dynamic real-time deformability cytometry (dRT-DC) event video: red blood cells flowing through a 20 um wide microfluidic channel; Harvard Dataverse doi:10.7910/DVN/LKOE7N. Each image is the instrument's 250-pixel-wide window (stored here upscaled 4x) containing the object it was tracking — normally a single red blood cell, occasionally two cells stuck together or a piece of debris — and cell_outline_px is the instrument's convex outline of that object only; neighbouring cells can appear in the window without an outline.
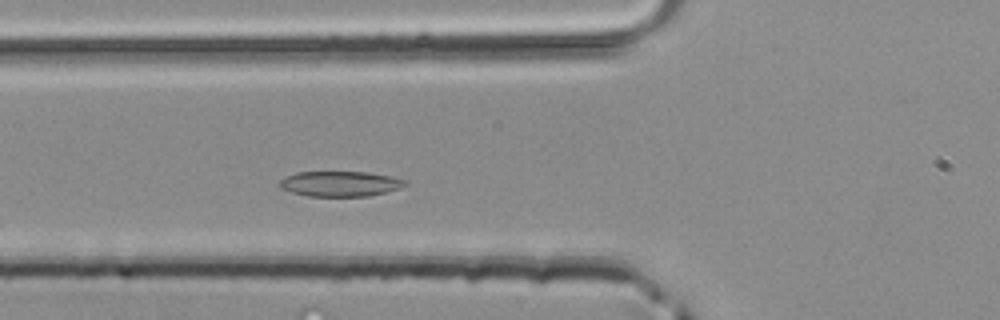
{"species": "common noctule bat (a hibernating species)", "species_latin": "Nyctalus noctula", "temperature_condition": "room temperature", "stored_images_in_passage": 34, "camera_frame_rate_fps": 3000, "um_per_image_px": 0.085, "animal": {"sex": "male", "body_mass_g": 20.4}, "frame": {"image": 1, "passage_image": 4, "time_ms": 1.0, "image_size_px": [1000, 320], "cell_outline_px": [[408, 184], [400, 188], [368, 196], [308, 196], [292, 192], [280, 188], [280, 180], [284, 176], [296, 172], [368, 172], [392, 176], [408, 180]], "centroid_in_image_um": [28.93, 15.61], "position_along_channel_um": 96.9, "area_um2": 18.55}}
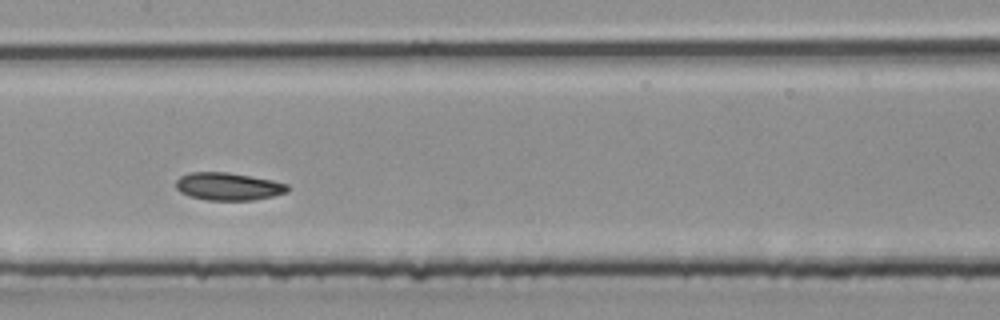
{"frame": {"image": 2, "passage_image": 10, "time_ms": 3.0, "image_size_px": [1000, 320], "cell_outline_px": [[288, 192], [272, 196], [252, 200], [208, 200], [192, 196], [180, 192], [176, 188], [176, 180], [180, 176], [188, 172], [228, 172], [272, 180], [288, 184]], "centroid_in_image_um": [19.39, 15.84], "position_along_channel_um": 188.0, "area_um2": 17.92}}
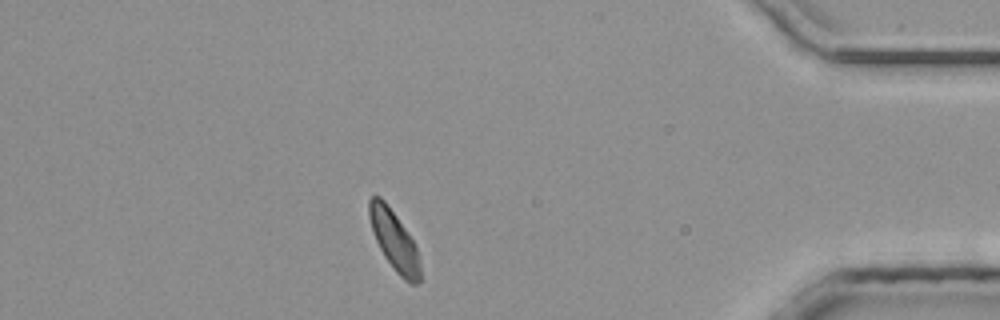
{"frame": {"image": 3, "passage_image": 27, "time_ms": 8.667, "image_size_px": [1000, 320], "cell_outline_px": [[420, 280], [416, 284], [408, 284], [396, 272], [384, 256], [372, 232], [368, 216], [368, 200], [372, 196], [380, 196], [384, 200], [396, 216], [416, 244], [420, 264]], "centroid_in_image_um": [33.5, 20.45], "position_along_channel_um": 401.7, "area_um2": 17.8}}